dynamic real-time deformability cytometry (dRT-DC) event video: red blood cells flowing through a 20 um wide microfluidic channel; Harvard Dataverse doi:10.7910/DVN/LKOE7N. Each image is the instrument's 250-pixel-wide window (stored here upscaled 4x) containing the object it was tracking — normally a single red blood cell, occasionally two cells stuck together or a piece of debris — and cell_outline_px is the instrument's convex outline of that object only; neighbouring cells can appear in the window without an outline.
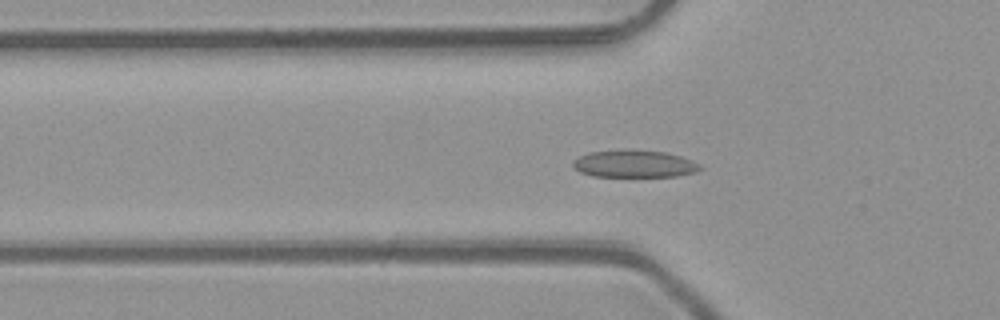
{"species": "common noctule bat (a hibernating species)", "species_latin": "Nyctalus noctula", "temperature_condition": "room temperature", "stored_images_in_passage": 51, "camera_frame_rate_fps": 3000, "um_per_image_px": 0.085, "animal": {"sex": "male", "body_mass_g": 23.1, "forearm_length_mm": 52.7}, "frame": {"image": 1, "passage_image": 17, "time_ms": 5.333, "image_size_px": [1000, 320], "cell_outline_px": [[704, 168], [696, 172], [676, 176], [592, 176], [580, 172], [572, 164], [572, 160], [588, 152], [624, 148], [664, 152], [680, 156], [700, 164]], "centroid_in_image_um": [53.9, 13.9], "position_along_channel_um": 71.9, "area_um2": 20.46}}
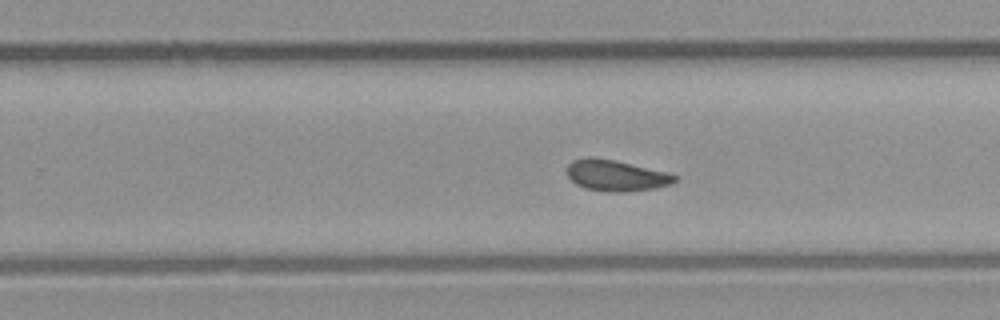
{"frame": {"image": 2, "passage_image": 32, "time_ms": 10.333, "image_size_px": [1000, 320], "cell_outline_px": [[676, 180], [672, 184], [656, 188], [624, 192], [608, 192], [584, 188], [576, 184], [568, 176], [568, 164], [572, 160], [588, 156], [592, 156], [616, 160], [664, 172], [676, 176]], "centroid_in_image_um": [52.32, 14.91], "position_along_channel_um": 277.5, "area_um2": 19.48}}
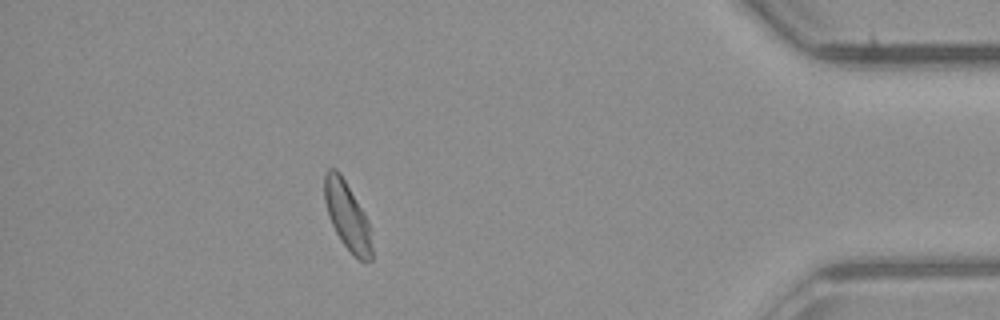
{"frame": {"image": 3, "passage_image": 45, "time_ms": 14.667, "image_size_px": [1000, 320], "cell_outline_px": [[372, 260], [364, 264], [340, 240], [328, 216], [324, 200], [324, 172], [328, 168], [336, 168], [340, 172], [368, 220], [372, 248]], "centroid_in_image_um": [29.5, 18.33], "position_along_channel_um": 405.7, "area_um2": 18.67}, "authors_computed_cell_mechanics": {"area_um2": 19.5942, "velocity_mm_per_s": 4.0999, "shape_relaxation_time_tau1_ms": 10.8614, "shape_relaxation_time_tau2_ms": 3.0195, "deformation_change_tau1": 0.1634, "deformation_change_tau2": 0.059}}